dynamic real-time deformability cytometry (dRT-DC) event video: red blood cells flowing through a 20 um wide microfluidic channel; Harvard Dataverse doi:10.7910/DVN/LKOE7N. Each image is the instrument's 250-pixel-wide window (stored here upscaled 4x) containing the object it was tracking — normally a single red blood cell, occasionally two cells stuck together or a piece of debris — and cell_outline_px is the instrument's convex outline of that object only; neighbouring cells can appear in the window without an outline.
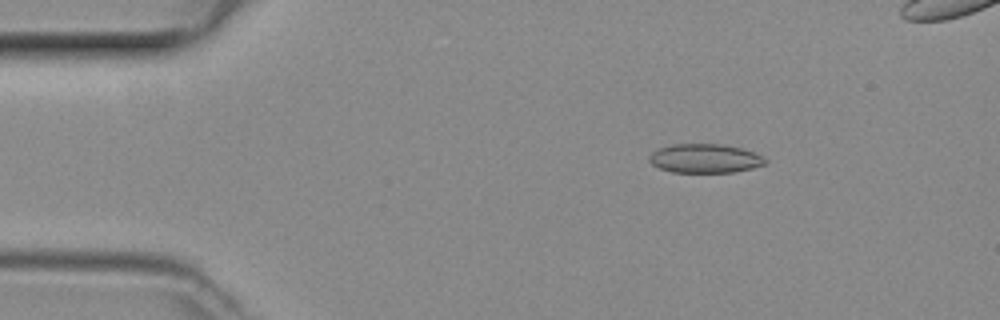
{"species": "common noctule bat (a hibernating species)", "species_latin": "Nyctalus noctula", "temperature_condition": "room temperature", "stored_images_in_passage": 39, "camera_frame_rate_fps": 3000, "um_per_image_px": 0.085, "animal": {"sex": "female", "body_mass_g": 29.2, "forearm_length_mm": 56.3}, "frame": {"image": 1, "passage_image": 1, "time_ms": 0.0, "image_size_px": [1000, 320], "cell_outline_px": [[768, 160], [764, 164], [752, 168], [732, 172], [672, 172], [660, 168], [652, 164], [648, 160], [648, 156], [656, 148], [672, 144], [720, 144], [740, 148], [764, 156]], "centroid_in_image_um": [59.88, 13.46], "position_along_channel_um": 25.1, "area_um2": 19.59}}
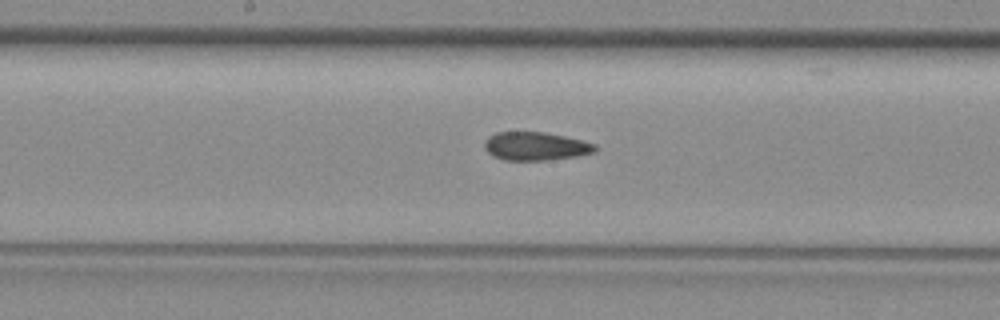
{"frame": {"image": 2, "passage_image": 18, "time_ms": 5.667, "image_size_px": [1000, 320], "cell_outline_px": [[596, 148], [592, 152], [576, 156], [544, 160], [504, 160], [492, 156], [484, 148], [484, 140], [488, 136], [496, 132], [544, 132], [564, 136], [596, 144]], "centroid_in_image_um": [45.45, 12.42], "position_along_channel_um": 202.7, "area_um2": 18.15}}
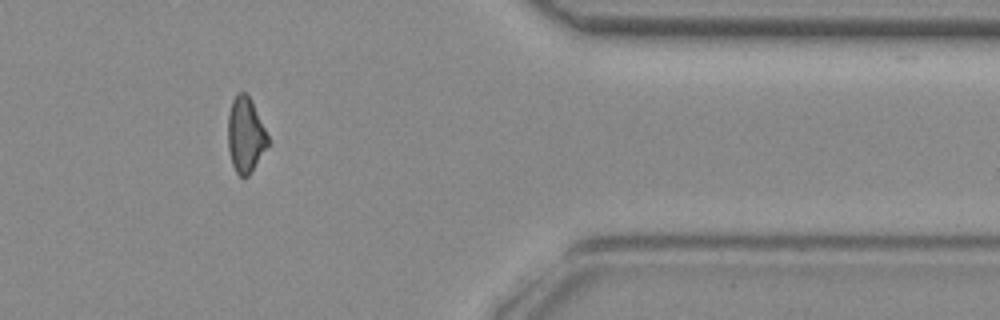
{"frame": {"image": 3, "passage_image": 33, "time_ms": 10.667, "image_size_px": [1000, 320], "cell_outline_px": [[268, 144], [248, 176], [244, 180], [236, 172], [232, 164], [228, 148], [228, 116], [232, 100], [240, 92], [244, 92], [248, 96], [268, 136]], "centroid_in_image_um": [20.83, 11.51], "position_along_channel_um": 390.6, "area_um2": 16.99}}